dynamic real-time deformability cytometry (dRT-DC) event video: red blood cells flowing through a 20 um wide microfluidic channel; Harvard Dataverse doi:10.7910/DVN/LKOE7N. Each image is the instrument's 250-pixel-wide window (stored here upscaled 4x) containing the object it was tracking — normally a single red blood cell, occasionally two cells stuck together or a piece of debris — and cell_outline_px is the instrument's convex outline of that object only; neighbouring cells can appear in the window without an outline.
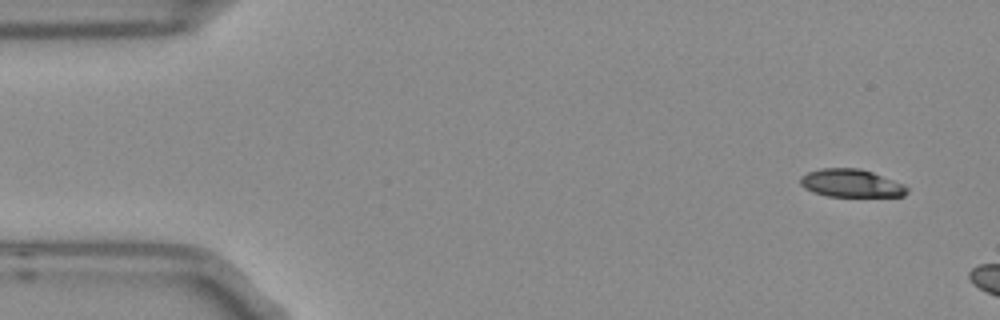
{"species": "Egyptian fruit bat (a non-hibernating species)", "species_latin": "Rousettus aegyptiacus", "temperature_condition": "room temperature", "stored_images_in_passage": 3, "camera_frame_rate_fps": 3000, "um_per_image_px": 0.085, "frame": {"image": 1, "passage_image": 1, "time_ms": 0.0, "image_size_px": [1000, 320], "cell_outline_px": [[908, 192], [904, 196], [828, 196], [812, 192], [804, 188], [800, 184], [800, 176], [808, 172], [820, 168], [860, 168], [872, 172], [904, 184], [908, 188]], "centroid_in_image_um": [72.33, 15.57], "position_along_channel_um": 12.7, "area_um2": 17.4}}